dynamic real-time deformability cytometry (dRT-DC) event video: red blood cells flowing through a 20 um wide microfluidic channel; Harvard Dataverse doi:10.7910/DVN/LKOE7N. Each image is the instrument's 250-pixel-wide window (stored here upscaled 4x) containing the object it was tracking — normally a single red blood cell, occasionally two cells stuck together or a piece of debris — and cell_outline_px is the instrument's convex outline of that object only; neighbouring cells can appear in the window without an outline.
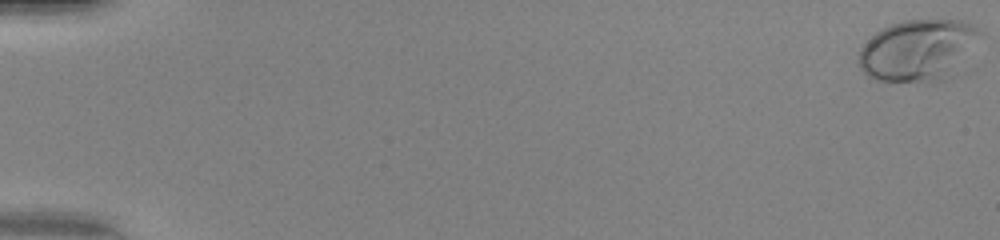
{"species": "human", "species_latin": "Homo sapiens", "temperature_condition": "warm", "stored_images_in_passage": 51, "camera_frame_rate_fps": 3000, "um_per_image_px": 0.085, "donor": {"sex": "female"}, "frame": {"image": 1, "passage_image": 1, "time_ms": 0.0, "image_size_px": [1000, 240], "cell_outline_px": [[980, 36], [956, 76], [932, 84], [876, 80], [868, 76], [860, 68], [860, 48], [876, 32], [892, 24], [904, 20], [968, 20], [976, 24], [980, 28]], "centroid_in_image_um": [78.11, 4.31], "position_along_channel_um": 6.9, "area_um2": 44.39}}
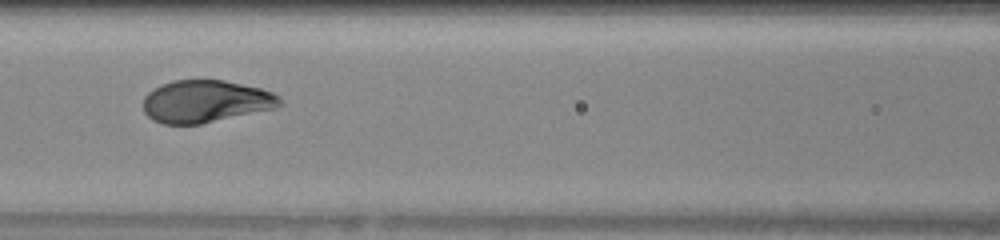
{"frame": {"image": 2, "passage_image": 25, "time_ms": 8.0, "image_size_px": [1000, 240], "cell_outline_px": [[284, 104], [276, 108], [200, 124], [164, 124], [152, 120], [144, 112], [144, 96], [152, 88], [160, 84], [172, 80], [224, 80], [260, 88], [272, 92], [280, 96]], "centroid_in_image_um": [17.48, 8.61], "position_along_channel_um": 149.1, "area_um2": 33.93}}
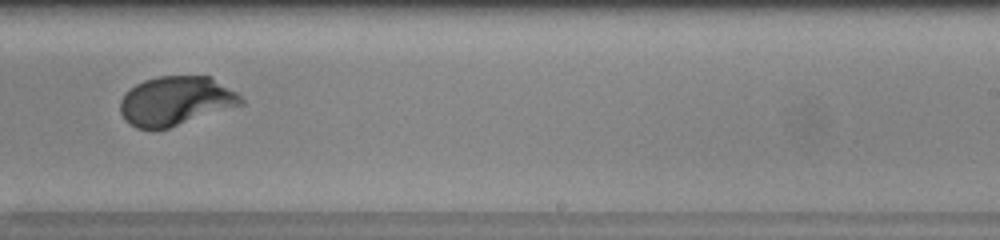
{"frame": {"image": 3, "passage_image": 34, "time_ms": 11.0, "image_size_px": [1000, 240], "cell_outline_px": [[244, 104], [168, 128], [136, 128], [128, 124], [124, 120], [120, 112], [120, 100], [136, 84], [144, 80], [156, 76], [212, 76], [236, 92], [244, 100]], "centroid_in_image_um": [14.94, 8.57], "position_along_channel_um": 274.1, "area_um2": 34.45}, "authors_computed_cell_mechanics": {"area_um2": 34.6222, "velocity_mm_per_s": 4.1738, "shape_relaxation_time_tau1_ms": 2.2682, "shape_relaxation_time_tau2_ms": null, "deformation_change_tau1": 0.1796, "deformation_change_tau2": null}}